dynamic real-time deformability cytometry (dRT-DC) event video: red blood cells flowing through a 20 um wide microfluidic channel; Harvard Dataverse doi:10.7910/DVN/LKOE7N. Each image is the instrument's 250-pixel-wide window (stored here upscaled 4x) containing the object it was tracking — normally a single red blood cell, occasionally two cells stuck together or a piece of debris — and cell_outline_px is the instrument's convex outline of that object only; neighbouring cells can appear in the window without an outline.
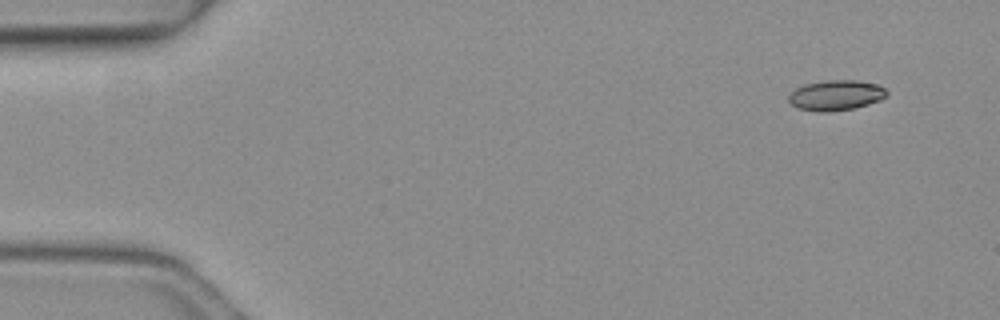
{"species": "common noctule bat (a hibernating species)", "species_latin": "Nyctalus noctula", "temperature_condition": "warm", "stored_images_in_passage": 4, "camera_frame_rate_fps": 3000, "um_per_image_px": 0.085, "animal": {"sex": "female", "body_mass_g": 19.3, "forearm_length_mm": 54.1}, "frame": {"image": 1, "passage_image": 1, "time_ms": 0.0, "image_size_px": [1000, 320], "cell_outline_px": [[888, 96], [880, 100], [856, 108], [828, 112], [816, 112], [800, 108], [792, 104], [788, 100], [788, 96], [796, 88], [804, 84], [828, 80], [856, 80], [876, 84], [884, 88], [888, 92]], "centroid_in_image_um": [71.07, 8.1], "position_along_channel_um": 13.9, "area_um2": 17.34}}